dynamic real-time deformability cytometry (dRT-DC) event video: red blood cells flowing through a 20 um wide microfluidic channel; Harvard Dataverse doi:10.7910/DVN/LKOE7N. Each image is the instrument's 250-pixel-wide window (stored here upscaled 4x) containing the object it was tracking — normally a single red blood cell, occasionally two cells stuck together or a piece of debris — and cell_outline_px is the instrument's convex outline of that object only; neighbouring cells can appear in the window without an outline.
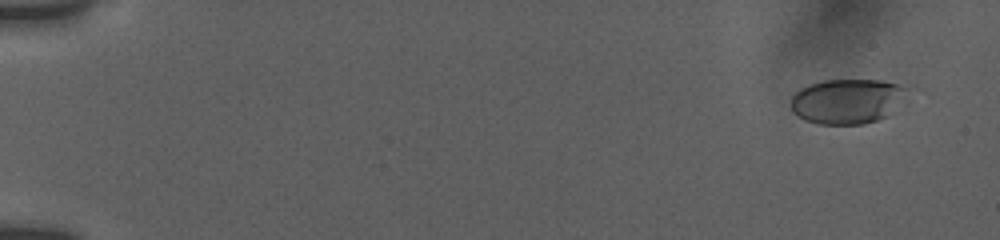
{"species": "human", "species_latin": "Homo sapiens", "temperature_condition": "room temperature", "stored_images_in_passage": 13, "camera_frame_rate_fps": 3000, "um_per_image_px": 0.085, "donor": {"sex": "female"}, "frame": {"image": 1, "passage_image": 2, "time_ms": 0.667, "image_size_px": [1000, 240], "cell_outline_px": [[920, 88], [888, 116], [864, 124], [820, 124], [804, 120], [792, 112], [792, 96], [800, 88], [824, 80], [880, 80], [916, 84]], "centroid_in_image_um": [72.26, 8.56], "position_along_channel_um": 12.7, "area_um2": 31.91}}
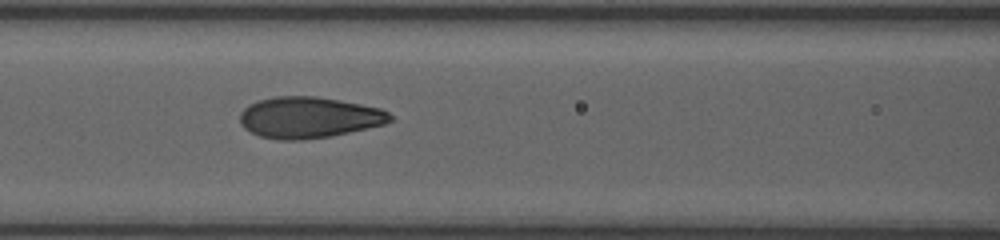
{"frame": {"image": 2, "passage_image": 10, "time_ms": 8.333, "image_size_px": [1000, 240], "cell_outline_px": [[392, 120], [384, 124], [332, 136], [300, 140], [280, 140], [260, 136], [244, 128], [240, 124], [240, 112], [248, 104], [256, 100], [276, 96], [316, 96], [340, 100], [380, 108], [388, 112], [392, 116]], "centroid_in_image_um": [26.22, 9.98], "position_along_channel_um": 140.4, "area_um2": 36.13}}
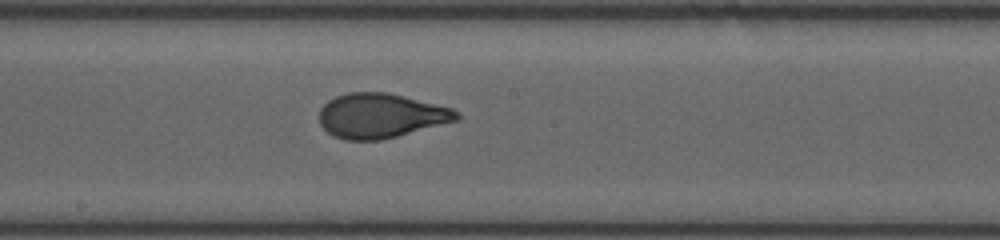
{"frame": {"image": 3, "passage_image": 13, "time_ms": 10.333, "image_size_px": [1000, 240], "cell_outline_px": [[460, 116], [456, 120], [396, 136], [380, 140], [344, 140], [332, 136], [320, 124], [320, 108], [328, 100], [336, 96], [348, 92], [388, 92], [452, 108]], "centroid_in_image_um": [32.31, 9.83], "position_along_channel_um": 215.9, "area_um2": 35.37}}